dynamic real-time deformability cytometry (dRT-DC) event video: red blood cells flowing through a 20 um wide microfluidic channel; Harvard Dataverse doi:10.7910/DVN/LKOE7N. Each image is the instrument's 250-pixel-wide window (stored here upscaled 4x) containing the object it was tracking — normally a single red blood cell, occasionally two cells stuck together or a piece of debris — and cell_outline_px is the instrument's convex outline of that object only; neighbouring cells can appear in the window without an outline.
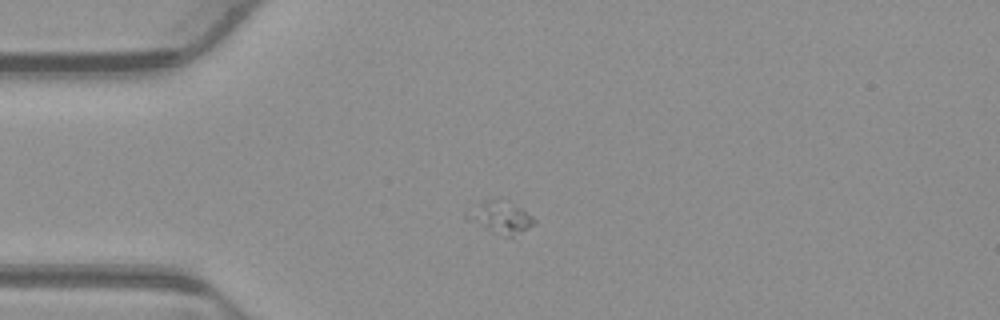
{"species": "common noctule bat (a hibernating species)", "species_latin": "Nyctalus noctula", "temperature_condition": "warm", "stored_images_in_passage": 41, "camera_frame_rate_fps": 3000, "um_per_image_px": 0.085, "animal": {"sex": "male", "body_mass_g": 23.1, "forearm_length_mm": 52.7}, "frame": {"image": 1, "passage_image": 1, "time_ms": 0.0, "image_size_px": [1000, 320], "cell_outline_px": [[536, 224], [512, 240], [492, 232], [464, 220], [464, 212], [488, 200], [492, 200], [520, 208], [532, 216], [536, 220]], "centroid_in_image_um": [42.53, 18.6], "position_along_channel_um": 42.5, "area_um2": 12.6}}
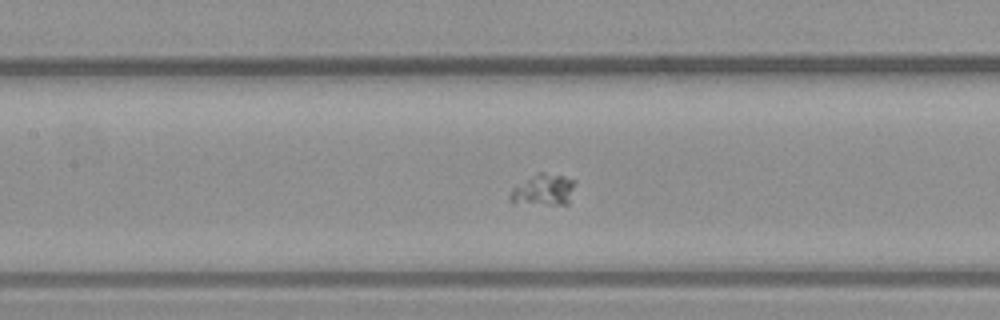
{"frame": {"image": 2, "passage_image": 12, "time_ms": 3.667, "image_size_px": [1000, 320], "cell_outline_px": [[576, 180], [568, 204], [512, 204], [508, 200], [508, 196], [512, 188], [536, 172], [544, 172], [564, 176]], "centroid_in_image_um": [46.14, 16.14], "position_along_channel_um": 161.3, "area_um2": 12.2}}
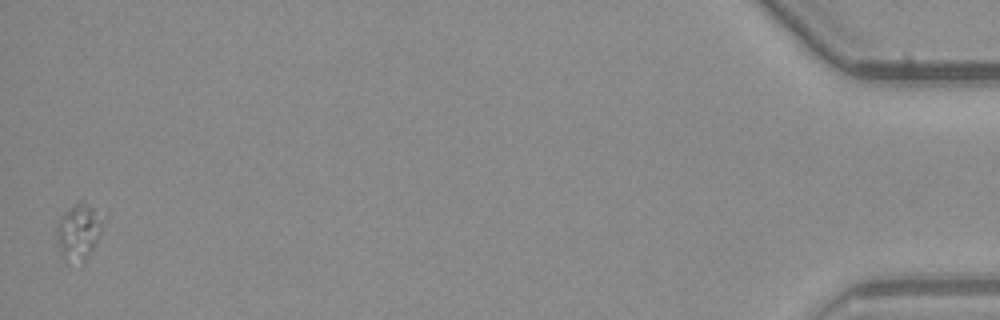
{"frame": {"image": 3, "passage_image": 41, "time_ms": 13.333, "image_size_px": [1000, 320], "cell_outline_px": [[100, 232], [84, 264], [68, 264], [60, 256], [56, 232], [60, 220], [80, 200], [84, 200], [92, 208], [100, 220]], "centroid_in_image_um": [6.62, 19.83], "position_along_channel_um": 428.6, "area_um2": 14.45}}